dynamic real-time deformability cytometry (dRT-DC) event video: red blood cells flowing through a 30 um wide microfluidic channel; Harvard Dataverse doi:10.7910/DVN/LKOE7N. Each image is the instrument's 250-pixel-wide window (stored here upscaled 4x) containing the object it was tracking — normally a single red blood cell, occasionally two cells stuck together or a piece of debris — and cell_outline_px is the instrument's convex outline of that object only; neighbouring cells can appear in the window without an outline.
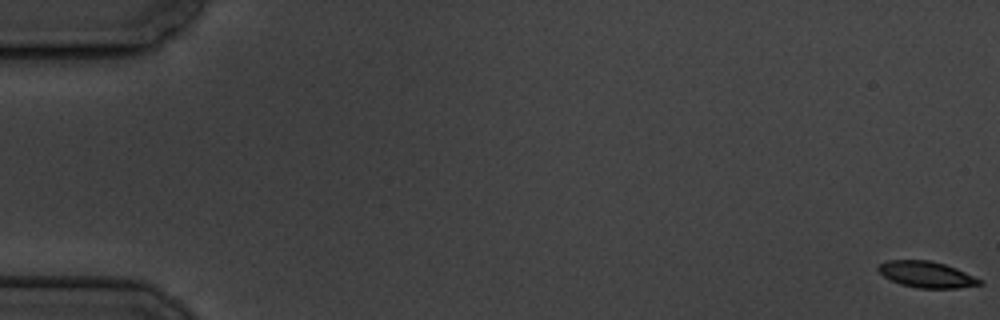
{"species": "common noctule bat (a hibernating species)", "species_latin": "Nyctalus noctula", "temperature_condition": "cold", "stored_images_in_passage": 11, "camera_frame_rate_fps": 3000, "um_per_image_px": 0.085, "animal": {"sex": "male", "body_mass_g": 19.5, "forearm_length_mm": 54.6}, "frame": {"image": 1, "passage_image": 1, "time_ms": 0.0, "image_size_px": [1000, 320], "cell_outline_px": [[984, 284], [956, 288], [916, 288], [900, 284], [884, 276], [876, 268], [880, 264], [888, 260], [928, 260], [944, 264], [956, 268], [984, 280]], "centroid_in_image_um": [78.79, 23.33], "position_along_channel_um": 6.2, "area_um2": 15.49}}
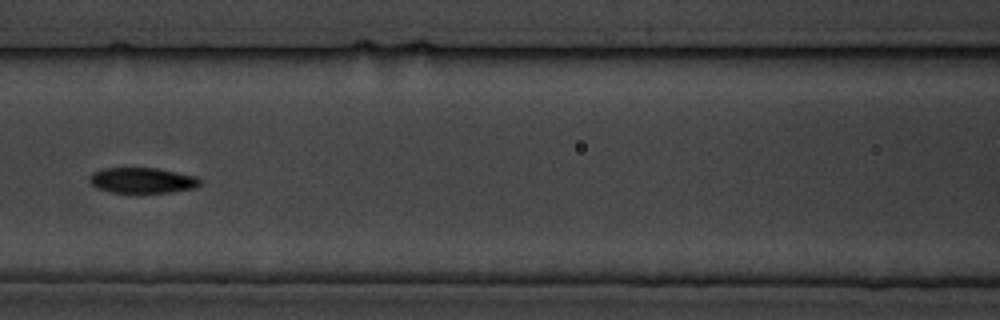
{"frame": {"image": 2, "passage_image": 8, "time_ms": 9.0, "image_size_px": [1000, 320], "cell_outline_px": [[200, 184], [196, 188], [168, 192], [108, 192], [96, 188], [88, 180], [88, 176], [92, 172], [104, 168], [156, 168], [196, 176], [200, 180]], "centroid_in_image_um": [12.05, 15.33], "position_along_channel_um": 154.6, "area_um2": 16.42}}
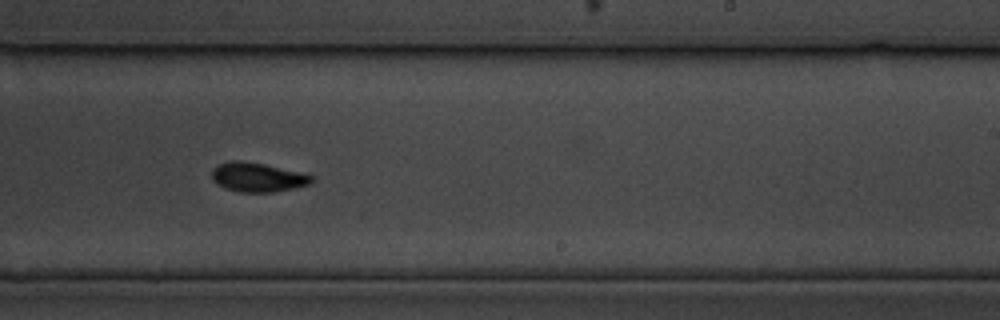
{"frame": {"image": 3, "passage_image": 11, "time_ms": 12.333, "image_size_px": [1000, 320], "cell_outline_px": [[312, 184], [272, 192], [240, 192], [224, 188], [216, 184], [212, 180], [212, 168], [220, 164], [232, 160], [240, 160], [264, 164], [300, 172], [312, 176]], "centroid_in_image_um": [21.85, 15.06], "position_along_channel_um": 267.1, "area_um2": 16.94}}